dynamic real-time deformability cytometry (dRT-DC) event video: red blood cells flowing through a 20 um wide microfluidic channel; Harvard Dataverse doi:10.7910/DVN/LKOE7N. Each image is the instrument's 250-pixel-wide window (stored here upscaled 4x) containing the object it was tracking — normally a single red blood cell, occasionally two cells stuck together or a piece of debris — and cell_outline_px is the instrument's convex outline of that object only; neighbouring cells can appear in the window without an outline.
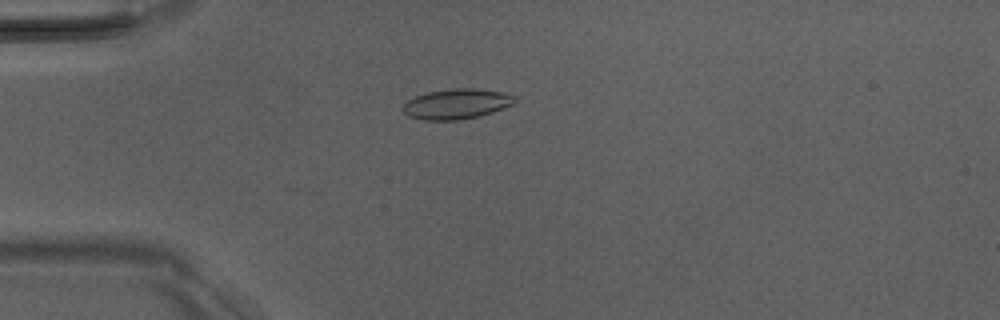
{"species": "Egyptian fruit bat (a non-hibernating species)", "species_latin": "Rousettus aegyptiacus", "temperature_condition": "room temperature", "stored_images_in_passage": 25, "camera_frame_rate_fps": 3000, "um_per_image_px": 0.085, "animal": {"sex": "male"}, "frame": {"image": 1, "passage_image": 4, "time_ms": 1.0, "image_size_px": [1000, 320], "cell_outline_px": [[516, 100], [512, 104], [492, 112], [480, 116], [460, 120], [424, 120], [408, 116], [404, 112], [404, 104], [408, 100], [416, 96], [428, 92], [452, 88], [476, 88], [500, 92], [516, 96]], "centroid_in_image_um": [38.81, 8.83], "position_along_channel_um": 46.2, "area_um2": 19.54}}